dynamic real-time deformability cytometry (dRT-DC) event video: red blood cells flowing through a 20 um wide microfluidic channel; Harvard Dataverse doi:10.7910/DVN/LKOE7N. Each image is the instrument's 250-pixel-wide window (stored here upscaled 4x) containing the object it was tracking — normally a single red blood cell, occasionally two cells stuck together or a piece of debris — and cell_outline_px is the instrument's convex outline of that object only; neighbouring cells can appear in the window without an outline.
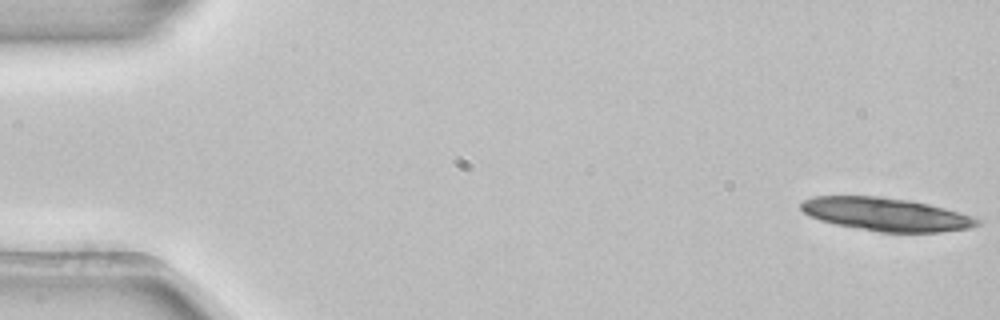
{"species": "common noctule bat (a hibernating species)", "species_latin": "Nyctalus noctula", "temperature_condition": "room temperature", "stored_images_in_passage": 6, "camera_frame_rate_fps": 3000, "um_per_image_px": 0.085, "animal": {"sex": "female", "body_mass_g": 22.7, "forearm_length_mm": 54.2}, "frame": {"image": 1, "passage_image": 1, "time_ms": 0.0, "image_size_px": [1000, 320], "cell_outline_px": [[980, 224], [968, 228], [940, 232], [880, 232], [836, 224], [820, 220], [808, 216], [800, 208], [800, 204], [804, 200], [812, 196], [880, 196], [912, 200], [944, 208], [980, 220]], "centroid_in_image_um": [75.25, 18.21], "position_along_channel_um": 9.8, "area_um2": 33.81}}
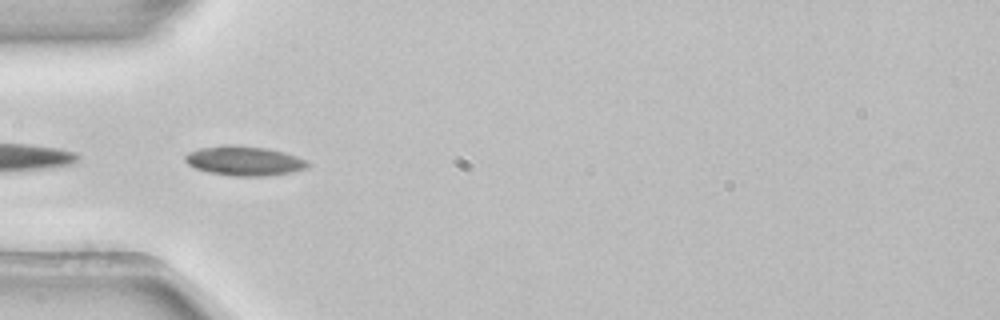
{"frame": {"image": 2, "passage_image": 5, "time_ms": 1.333, "image_size_px": [1000, 320], "cell_outline_px": [[308, 164], [304, 168], [288, 172], [264, 176], [232, 176], [208, 172], [196, 168], [188, 164], [184, 160], [184, 156], [188, 152], [200, 148], [224, 144], [240, 144], [268, 148], [284, 152], [308, 160]], "centroid_in_image_um": [20.71, 13.65], "position_along_channel_um": 64.3, "area_um2": 21.15}}